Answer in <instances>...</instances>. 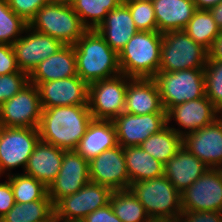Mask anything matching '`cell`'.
<instances>
[{
  "instance_id": "obj_19",
  "label": "cell",
  "mask_w": 222,
  "mask_h": 222,
  "mask_svg": "<svg viewBox=\"0 0 222 222\" xmlns=\"http://www.w3.org/2000/svg\"><path fill=\"white\" fill-rule=\"evenodd\" d=\"M37 87L42 109L88 105L89 85L79 76L43 82Z\"/></svg>"
},
{
  "instance_id": "obj_20",
  "label": "cell",
  "mask_w": 222,
  "mask_h": 222,
  "mask_svg": "<svg viewBox=\"0 0 222 222\" xmlns=\"http://www.w3.org/2000/svg\"><path fill=\"white\" fill-rule=\"evenodd\" d=\"M124 112L136 115L166 113L154 78L128 77Z\"/></svg>"
},
{
  "instance_id": "obj_15",
  "label": "cell",
  "mask_w": 222,
  "mask_h": 222,
  "mask_svg": "<svg viewBox=\"0 0 222 222\" xmlns=\"http://www.w3.org/2000/svg\"><path fill=\"white\" fill-rule=\"evenodd\" d=\"M89 178L112 191L129 189L130 178L123 147L118 144L89 161Z\"/></svg>"
},
{
  "instance_id": "obj_47",
  "label": "cell",
  "mask_w": 222,
  "mask_h": 222,
  "mask_svg": "<svg viewBox=\"0 0 222 222\" xmlns=\"http://www.w3.org/2000/svg\"><path fill=\"white\" fill-rule=\"evenodd\" d=\"M123 1H148V2H152L153 0H123Z\"/></svg>"
},
{
  "instance_id": "obj_14",
  "label": "cell",
  "mask_w": 222,
  "mask_h": 222,
  "mask_svg": "<svg viewBox=\"0 0 222 222\" xmlns=\"http://www.w3.org/2000/svg\"><path fill=\"white\" fill-rule=\"evenodd\" d=\"M222 113L214 106V104L205 95L199 99L190 100L179 105L171 107L166 112L167 125L170 122L179 126H170L182 138L191 132L213 123ZM184 129V130H183Z\"/></svg>"
},
{
  "instance_id": "obj_36",
  "label": "cell",
  "mask_w": 222,
  "mask_h": 222,
  "mask_svg": "<svg viewBox=\"0 0 222 222\" xmlns=\"http://www.w3.org/2000/svg\"><path fill=\"white\" fill-rule=\"evenodd\" d=\"M130 10L138 31H157V22L152 2L123 1Z\"/></svg>"
},
{
  "instance_id": "obj_45",
  "label": "cell",
  "mask_w": 222,
  "mask_h": 222,
  "mask_svg": "<svg viewBox=\"0 0 222 222\" xmlns=\"http://www.w3.org/2000/svg\"><path fill=\"white\" fill-rule=\"evenodd\" d=\"M197 9L209 10L218 5L222 0H193Z\"/></svg>"
},
{
  "instance_id": "obj_22",
  "label": "cell",
  "mask_w": 222,
  "mask_h": 222,
  "mask_svg": "<svg viewBox=\"0 0 222 222\" xmlns=\"http://www.w3.org/2000/svg\"><path fill=\"white\" fill-rule=\"evenodd\" d=\"M64 151L62 148L39 140L23 173L34 177L49 188L60 171Z\"/></svg>"
},
{
  "instance_id": "obj_27",
  "label": "cell",
  "mask_w": 222,
  "mask_h": 222,
  "mask_svg": "<svg viewBox=\"0 0 222 222\" xmlns=\"http://www.w3.org/2000/svg\"><path fill=\"white\" fill-rule=\"evenodd\" d=\"M123 149L130 185L133 182L164 175V164L154 159L140 146H128Z\"/></svg>"
},
{
  "instance_id": "obj_40",
  "label": "cell",
  "mask_w": 222,
  "mask_h": 222,
  "mask_svg": "<svg viewBox=\"0 0 222 222\" xmlns=\"http://www.w3.org/2000/svg\"><path fill=\"white\" fill-rule=\"evenodd\" d=\"M15 53L12 45L0 44V76L18 72Z\"/></svg>"
},
{
  "instance_id": "obj_4",
  "label": "cell",
  "mask_w": 222,
  "mask_h": 222,
  "mask_svg": "<svg viewBox=\"0 0 222 222\" xmlns=\"http://www.w3.org/2000/svg\"><path fill=\"white\" fill-rule=\"evenodd\" d=\"M130 191L152 222H177L182 213L181 193L165 175L131 183Z\"/></svg>"
},
{
  "instance_id": "obj_25",
  "label": "cell",
  "mask_w": 222,
  "mask_h": 222,
  "mask_svg": "<svg viewBox=\"0 0 222 222\" xmlns=\"http://www.w3.org/2000/svg\"><path fill=\"white\" fill-rule=\"evenodd\" d=\"M117 145L116 128L113 120L92 119L75 151L89 162L105 150Z\"/></svg>"
},
{
  "instance_id": "obj_5",
  "label": "cell",
  "mask_w": 222,
  "mask_h": 222,
  "mask_svg": "<svg viewBox=\"0 0 222 222\" xmlns=\"http://www.w3.org/2000/svg\"><path fill=\"white\" fill-rule=\"evenodd\" d=\"M28 26L64 45H74L88 30L70 4L56 2L41 7Z\"/></svg>"
},
{
  "instance_id": "obj_35",
  "label": "cell",
  "mask_w": 222,
  "mask_h": 222,
  "mask_svg": "<svg viewBox=\"0 0 222 222\" xmlns=\"http://www.w3.org/2000/svg\"><path fill=\"white\" fill-rule=\"evenodd\" d=\"M204 75L205 95L222 113V61H207Z\"/></svg>"
},
{
  "instance_id": "obj_39",
  "label": "cell",
  "mask_w": 222,
  "mask_h": 222,
  "mask_svg": "<svg viewBox=\"0 0 222 222\" xmlns=\"http://www.w3.org/2000/svg\"><path fill=\"white\" fill-rule=\"evenodd\" d=\"M177 222H222V211H182Z\"/></svg>"
},
{
  "instance_id": "obj_11",
  "label": "cell",
  "mask_w": 222,
  "mask_h": 222,
  "mask_svg": "<svg viewBox=\"0 0 222 222\" xmlns=\"http://www.w3.org/2000/svg\"><path fill=\"white\" fill-rule=\"evenodd\" d=\"M41 113L38 87L28 83L0 105V126L38 128Z\"/></svg>"
},
{
  "instance_id": "obj_37",
  "label": "cell",
  "mask_w": 222,
  "mask_h": 222,
  "mask_svg": "<svg viewBox=\"0 0 222 222\" xmlns=\"http://www.w3.org/2000/svg\"><path fill=\"white\" fill-rule=\"evenodd\" d=\"M29 76L26 72L19 70L7 75L0 76V105L17 94L26 84Z\"/></svg>"
},
{
  "instance_id": "obj_6",
  "label": "cell",
  "mask_w": 222,
  "mask_h": 222,
  "mask_svg": "<svg viewBox=\"0 0 222 222\" xmlns=\"http://www.w3.org/2000/svg\"><path fill=\"white\" fill-rule=\"evenodd\" d=\"M207 61L208 50L196 43L184 30L162 33L159 71L204 68Z\"/></svg>"
},
{
  "instance_id": "obj_18",
  "label": "cell",
  "mask_w": 222,
  "mask_h": 222,
  "mask_svg": "<svg viewBox=\"0 0 222 222\" xmlns=\"http://www.w3.org/2000/svg\"><path fill=\"white\" fill-rule=\"evenodd\" d=\"M182 145L209 168L222 169V115L182 138Z\"/></svg>"
},
{
  "instance_id": "obj_32",
  "label": "cell",
  "mask_w": 222,
  "mask_h": 222,
  "mask_svg": "<svg viewBox=\"0 0 222 222\" xmlns=\"http://www.w3.org/2000/svg\"><path fill=\"white\" fill-rule=\"evenodd\" d=\"M184 32L196 43L209 50L221 30L209 10L197 9L184 28Z\"/></svg>"
},
{
  "instance_id": "obj_33",
  "label": "cell",
  "mask_w": 222,
  "mask_h": 222,
  "mask_svg": "<svg viewBox=\"0 0 222 222\" xmlns=\"http://www.w3.org/2000/svg\"><path fill=\"white\" fill-rule=\"evenodd\" d=\"M6 178L12 187L15 203L51 200L48 196V188L32 176L25 173H12Z\"/></svg>"
},
{
  "instance_id": "obj_31",
  "label": "cell",
  "mask_w": 222,
  "mask_h": 222,
  "mask_svg": "<svg viewBox=\"0 0 222 222\" xmlns=\"http://www.w3.org/2000/svg\"><path fill=\"white\" fill-rule=\"evenodd\" d=\"M123 0H72L70 5L88 30L97 29L106 15Z\"/></svg>"
},
{
  "instance_id": "obj_46",
  "label": "cell",
  "mask_w": 222,
  "mask_h": 222,
  "mask_svg": "<svg viewBox=\"0 0 222 222\" xmlns=\"http://www.w3.org/2000/svg\"><path fill=\"white\" fill-rule=\"evenodd\" d=\"M72 0H49V2H56V3H67L70 4Z\"/></svg>"
},
{
  "instance_id": "obj_10",
  "label": "cell",
  "mask_w": 222,
  "mask_h": 222,
  "mask_svg": "<svg viewBox=\"0 0 222 222\" xmlns=\"http://www.w3.org/2000/svg\"><path fill=\"white\" fill-rule=\"evenodd\" d=\"M128 77H115L93 82L89 85L88 106L93 119L114 120L125 109Z\"/></svg>"
},
{
  "instance_id": "obj_21",
  "label": "cell",
  "mask_w": 222,
  "mask_h": 222,
  "mask_svg": "<svg viewBox=\"0 0 222 222\" xmlns=\"http://www.w3.org/2000/svg\"><path fill=\"white\" fill-rule=\"evenodd\" d=\"M96 30L117 54L138 32L130 10L124 2L108 12Z\"/></svg>"
},
{
  "instance_id": "obj_9",
  "label": "cell",
  "mask_w": 222,
  "mask_h": 222,
  "mask_svg": "<svg viewBox=\"0 0 222 222\" xmlns=\"http://www.w3.org/2000/svg\"><path fill=\"white\" fill-rule=\"evenodd\" d=\"M39 140L38 128L0 126V177L20 166L24 170Z\"/></svg>"
},
{
  "instance_id": "obj_41",
  "label": "cell",
  "mask_w": 222,
  "mask_h": 222,
  "mask_svg": "<svg viewBox=\"0 0 222 222\" xmlns=\"http://www.w3.org/2000/svg\"><path fill=\"white\" fill-rule=\"evenodd\" d=\"M13 190L8 180L0 182V219L15 205Z\"/></svg>"
},
{
  "instance_id": "obj_30",
  "label": "cell",
  "mask_w": 222,
  "mask_h": 222,
  "mask_svg": "<svg viewBox=\"0 0 222 222\" xmlns=\"http://www.w3.org/2000/svg\"><path fill=\"white\" fill-rule=\"evenodd\" d=\"M109 203L122 222H152L130 189L112 191Z\"/></svg>"
},
{
  "instance_id": "obj_17",
  "label": "cell",
  "mask_w": 222,
  "mask_h": 222,
  "mask_svg": "<svg viewBox=\"0 0 222 222\" xmlns=\"http://www.w3.org/2000/svg\"><path fill=\"white\" fill-rule=\"evenodd\" d=\"M89 181V162L75 150H65L60 171L48 188V196L55 205L61 198L76 193Z\"/></svg>"
},
{
  "instance_id": "obj_28",
  "label": "cell",
  "mask_w": 222,
  "mask_h": 222,
  "mask_svg": "<svg viewBox=\"0 0 222 222\" xmlns=\"http://www.w3.org/2000/svg\"><path fill=\"white\" fill-rule=\"evenodd\" d=\"M182 146V137L166 125L159 132L148 137L140 147L164 165Z\"/></svg>"
},
{
  "instance_id": "obj_34",
  "label": "cell",
  "mask_w": 222,
  "mask_h": 222,
  "mask_svg": "<svg viewBox=\"0 0 222 222\" xmlns=\"http://www.w3.org/2000/svg\"><path fill=\"white\" fill-rule=\"evenodd\" d=\"M27 26L28 23L9 7L7 0H0V44L12 45Z\"/></svg>"
},
{
  "instance_id": "obj_8",
  "label": "cell",
  "mask_w": 222,
  "mask_h": 222,
  "mask_svg": "<svg viewBox=\"0 0 222 222\" xmlns=\"http://www.w3.org/2000/svg\"><path fill=\"white\" fill-rule=\"evenodd\" d=\"M112 190L89 181L72 195L61 198L54 205V222H80L89 213L109 204Z\"/></svg>"
},
{
  "instance_id": "obj_42",
  "label": "cell",
  "mask_w": 222,
  "mask_h": 222,
  "mask_svg": "<svg viewBox=\"0 0 222 222\" xmlns=\"http://www.w3.org/2000/svg\"><path fill=\"white\" fill-rule=\"evenodd\" d=\"M80 222H122L114 213L112 206L107 204L105 207L96 209L89 213Z\"/></svg>"
},
{
  "instance_id": "obj_16",
  "label": "cell",
  "mask_w": 222,
  "mask_h": 222,
  "mask_svg": "<svg viewBox=\"0 0 222 222\" xmlns=\"http://www.w3.org/2000/svg\"><path fill=\"white\" fill-rule=\"evenodd\" d=\"M113 123L116 128L117 143L124 147L140 146L148 137L167 125L166 113L136 115L123 112Z\"/></svg>"
},
{
  "instance_id": "obj_29",
  "label": "cell",
  "mask_w": 222,
  "mask_h": 222,
  "mask_svg": "<svg viewBox=\"0 0 222 222\" xmlns=\"http://www.w3.org/2000/svg\"><path fill=\"white\" fill-rule=\"evenodd\" d=\"M0 222H54V205L51 200L16 203Z\"/></svg>"
},
{
  "instance_id": "obj_2",
  "label": "cell",
  "mask_w": 222,
  "mask_h": 222,
  "mask_svg": "<svg viewBox=\"0 0 222 222\" xmlns=\"http://www.w3.org/2000/svg\"><path fill=\"white\" fill-rule=\"evenodd\" d=\"M77 74L88 85L121 74L118 54L96 29L87 30L74 44Z\"/></svg>"
},
{
  "instance_id": "obj_43",
  "label": "cell",
  "mask_w": 222,
  "mask_h": 222,
  "mask_svg": "<svg viewBox=\"0 0 222 222\" xmlns=\"http://www.w3.org/2000/svg\"><path fill=\"white\" fill-rule=\"evenodd\" d=\"M208 61H222V31L208 50Z\"/></svg>"
},
{
  "instance_id": "obj_44",
  "label": "cell",
  "mask_w": 222,
  "mask_h": 222,
  "mask_svg": "<svg viewBox=\"0 0 222 222\" xmlns=\"http://www.w3.org/2000/svg\"><path fill=\"white\" fill-rule=\"evenodd\" d=\"M209 11L213 16L215 23L222 31V1L218 5L210 8Z\"/></svg>"
},
{
  "instance_id": "obj_24",
  "label": "cell",
  "mask_w": 222,
  "mask_h": 222,
  "mask_svg": "<svg viewBox=\"0 0 222 222\" xmlns=\"http://www.w3.org/2000/svg\"><path fill=\"white\" fill-rule=\"evenodd\" d=\"M28 76L29 83L37 86L47 81L78 76L74 45H64L40 62Z\"/></svg>"
},
{
  "instance_id": "obj_38",
  "label": "cell",
  "mask_w": 222,
  "mask_h": 222,
  "mask_svg": "<svg viewBox=\"0 0 222 222\" xmlns=\"http://www.w3.org/2000/svg\"><path fill=\"white\" fill-rule=\"evenodd\" d=\"M9 7L26 23L34 18L36 12L49 3V0H7Z\"/></svg>"
},
{
  "instance_id": "obj_23",
  "label": "cell",
  "mask_w": 222,
  "mask_h": 222,
  "mask_svg": "<svg viewBox=\"0 0 222 222\" xmlns=\"http://www.w3.org/2000/svg\"><path fill=\"white\" fill-rule=\"evenodd\" d=\"M207 169V165L182 145L164 165V175L180 193H183Z\"/></svg>"
},
{
  "instance_id": "obj_3",
  "label": "cell",
  "mask_w": 222,
  "mask_h": 222,
  "mask_svg": "<svg viewBox=\"0 0 222 222\" xmlns=\"http://www.w3.org/2000/svg\"><path fill=\"white\" fill-rule=\"evenodd\" d=\"M162 33L138 31L118 54L121 74L130 78H154L159 72Z\"/></svg>"
},
{
  "instance_id": "obj_13",
  "label": "cell",
  "mask_w": 222,
  "mask_h": 222,
  "mask_svg": "<svg viewBox=\"0 0 222 222\" xmlns=\"http://www.w3.org/2000/svg\"><path fill=\"white\" fill-rule=\"evenodd\" d=\"M23 35L12 44V47L19 70L28 75L40 62L54 55L64 46L60 40L40 33L29 26Z\"/></svg>"
},
{
  "instance_id": "obj_7",
  "label": "cell",
  "mask_w": 222,
  "mask_h": 222,
  "mask_svg": "<svg viewBox=\"0 0 222 222\" xmlns=\"http://www.w3.org/2000/svg\"><path fill=\"white\" fill-rule=\"evenodd\" d=\"M154 79L166 112L175 105L205 96L204 68L175 72L159 71Z\"/></svg>"
},
{
  "instance_id": "obj_1",
  "label": "cell",
  "mask_w": 222,
  "mask_h": 222,
  "mask_svg": "<svg viewBox=\"0 0 222 222\" xmlns=\"http://www.w3.org/2000/svg\"><path fill=\"white\" fill-rule=\"evenodd\" d=\"M93 117L88 105L42 109L40 140L64 150H75Z\"/></svg>"
},
{
  "instance_id": "obj_12",
  "label": "cell",
  "mask_w": 222,
  "mask_h": 222,
  "mask_svg": "<svg viewBox=\"0 0 222 222\" xmlns=\"http://www.w3.org/2000/svg\"><path fill=\"white\" fill-rule=\"evenodd\" d=\"M182 211H222V169L209 168L181 193Z\"/></svg>"
},
{
  "instance_id": "obj_26",
  "label": "cell",
  "mask_w": 222,
  "mask_h": 222,
  "mask_svg": "<svg viewBox=\"0 0 222 222\" xmlns=\"http://www.w3.org/2000/svg\"><path fill=\"white\" fill-rule=\"evenodd\" d=\"M157 31L184 30L195 11L193 0H153Z\"/></svg>"
}]
</instances>
